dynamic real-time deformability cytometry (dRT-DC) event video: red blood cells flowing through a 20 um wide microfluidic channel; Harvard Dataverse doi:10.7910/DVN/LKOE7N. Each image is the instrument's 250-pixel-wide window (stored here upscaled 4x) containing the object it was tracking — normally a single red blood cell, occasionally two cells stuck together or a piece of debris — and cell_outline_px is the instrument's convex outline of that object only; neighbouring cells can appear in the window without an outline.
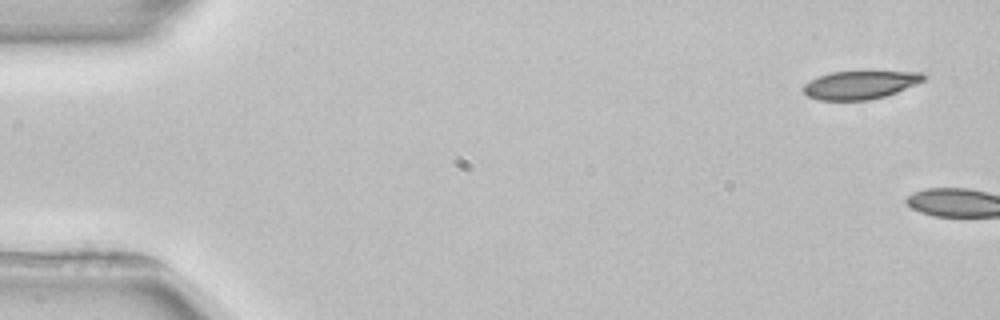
{"species": "common noctule bat (a hibernating species)", "species_latin": "Nyctalus noctula", "temperature_condition": "room temperature", "stored_images_in_passage": 2, "camera_frame_rate_fps": 3000, "um_per_image_px": 0.085, "animal": {"sex": "female", "body_mass_g": 22.7, "forearm_length_mm": 54.2}, "frame": {"image": 1, "passage_image": 1, "time_ms": 0.0, "image_size_px": [1000, 320], "cell_outline_px": [[928, 76], [924, 80], [916, 84], [896, 92], [884, 96], [868, 100], [820, 100], [808, 96], [804, 92], [804, 84], [820, 76], [832, 72], [920, 72]], "centroid_in_image_um": [73.13, 7.22], "position_along_channel_um": 11.9, "area_um2": 19.36}}